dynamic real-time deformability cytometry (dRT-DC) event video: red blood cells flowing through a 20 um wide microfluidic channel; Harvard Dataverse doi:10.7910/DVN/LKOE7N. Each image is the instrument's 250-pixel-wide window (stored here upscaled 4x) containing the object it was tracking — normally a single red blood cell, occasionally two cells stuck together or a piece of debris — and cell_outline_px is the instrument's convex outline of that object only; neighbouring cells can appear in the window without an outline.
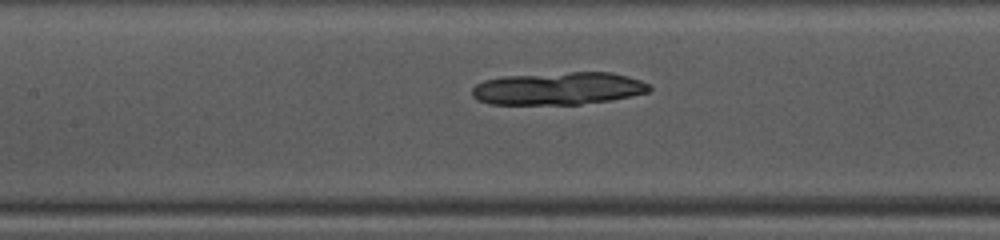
{"species": "common noctule bat (a hibernating species)", "species_latin": "Nyctalus noctula", "temperature_condition": "warm", "stored_images_in_passage": 42, "camera_frame_rate_fps": 3000, "um_per_image_px": 0.085, "animal": {"sex": "female", "body_mass_g": 10.0, "forearm_length_mm": 53.1}, "frame": {"image": 1, "passage_image": 15, "time_ms": 4.667, "image_size_px": [1000, 240], "cell_outline_px": [[652, 88], [648, 92], [632, 96], [612, 100], [580, 104], [492, 104], [480, 100], [472, 96], [472, 88], [476, 84], [484, 80], [504, 76], [572, 72], [612, 72], [628, 76], [640, 80], [648, 84]], "centroid_in_image_um": [47.49, 7.52], "position_along_channel_um": 159.9, "area_um2": 33.64}}
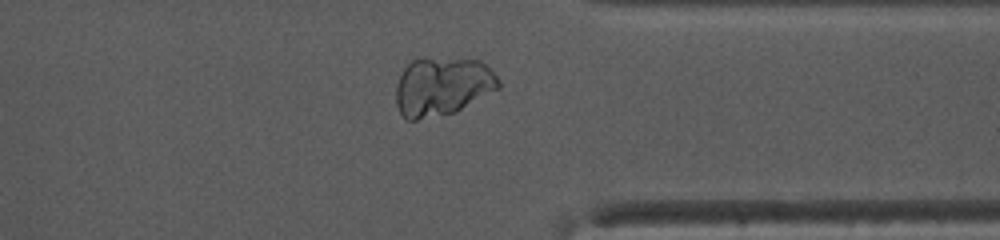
{"frame": {"image": 2, "passage_image": 31, "time_ms": 10.0, "image_size_px": [1000, 240], "cell_outline_px": [[500, 88], [456, 112], [416, 120], [408, 120], [400, 112], [396, 104], [396, 84], [404, 68], [412, 60], [480, 60], [496, 76], [500, 84]], "centroid_in_image_um": [37.59, 7.39], "position_along_channel_um": 373.8, "area_um2": 34.33}}